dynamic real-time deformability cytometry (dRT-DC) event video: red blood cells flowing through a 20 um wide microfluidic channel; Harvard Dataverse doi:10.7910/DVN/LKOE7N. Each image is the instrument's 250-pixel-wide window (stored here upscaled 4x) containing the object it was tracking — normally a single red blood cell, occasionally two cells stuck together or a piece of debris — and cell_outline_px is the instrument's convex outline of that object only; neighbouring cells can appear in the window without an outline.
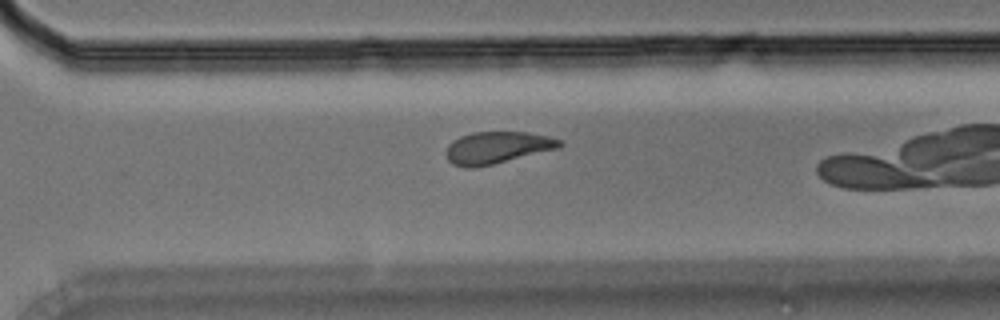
{"species": "Egyptian fruit bat (a non-hibernating species)", "species_latin": "Rousettus aegyptiacus", "temperature_condition": "room temperature", "stored_images_in_passage": 32, "camera_frame_rate_fps": 3000, "um_per_image_px": 0.085, "animal": {"sex": "male"}, "frame": {"image": 1, "passage_image": 28, "time_ms": 9.0, "image_size_px": [1000, 320], "cell_outline_px": [[564, 144], [560, 148], [476, 168], [464, 168], [452, 164], [448, 160], [448, 144], [460, 136], [472, 132], [528, 132], [548, 136], [560, 140]], "centroid_in_image_um": [42.28, 12.55], "position_along_channel_um": 328.3, "area_um2": 21.15}}